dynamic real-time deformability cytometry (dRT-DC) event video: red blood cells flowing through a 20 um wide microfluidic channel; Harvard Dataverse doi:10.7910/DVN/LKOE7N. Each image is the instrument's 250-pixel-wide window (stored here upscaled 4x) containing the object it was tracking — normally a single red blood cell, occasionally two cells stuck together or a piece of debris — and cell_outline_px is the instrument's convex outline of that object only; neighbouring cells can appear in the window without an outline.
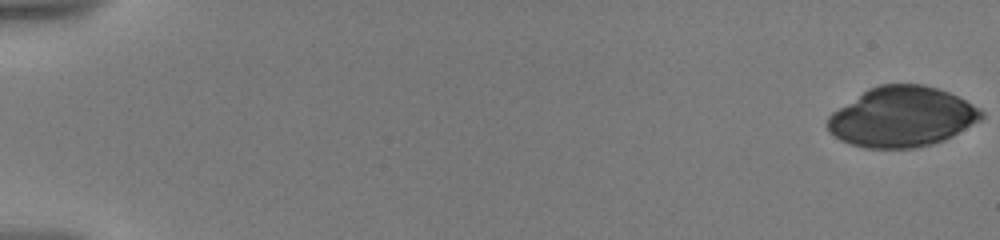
{"species": "human", "species_latin": "Homo sapiens", "temperature_condition": "warm", "stored_images_in_passage": 51, "camera_frame_rate_fps": 3000, "um_per_image_px": 0.085, "donor": {"sex": "male"}, "frame": {"image": 1, "passage_image": 1, "time_ms": 0.0, "image_size_px": [1000, 240], "cell_outline_px": [[984, 116], [980, 120], [952, 136], [944, 140], [932, 144], [912, 148], [864, 148], [848, 144], [832, 136], [828, 132], [828, 116], [832, 112], [868, 88], [880, 84], [924, 84], [948, 92], [980, 108], [984, 112]], "centroid_in_image_um": [76.63, 9.94], "position_along_channel_um": 8.4, "area_um2": 53.93}}
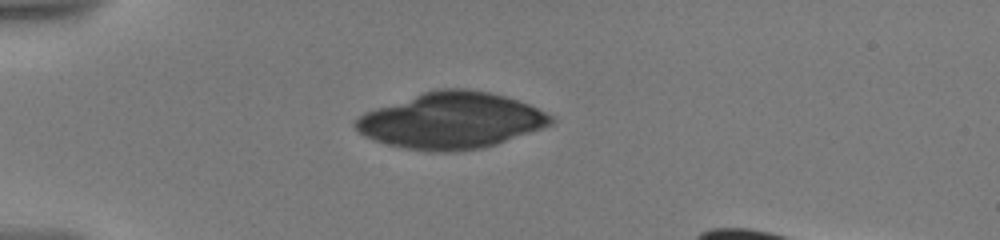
{"frame": {"image": 2, "passage_image": 15, "time_ms": 5.333, "image_size_px": [1000, 240], "cell_outline_px": [[556, 120], [552, 124], [544, 128], [484, 148], [456, 152], [436, 152], [404, 148], [388, 144], [364, 136], [352, 124], [364, 112], [424, 92], [440, 88], [468, 88], [488, 92], [504, 96], [528, 104], [556, 116]], "centroid_in_image_um": [38.41, 10.26], "position_along_channel_um": 46.6, "area_um2": 63.93}}
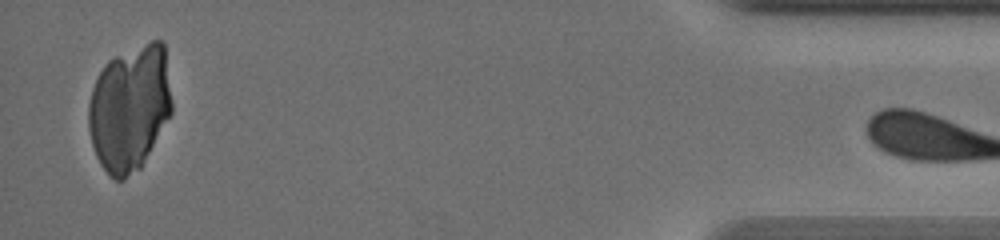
{"frame": {"image": 3, "passage_image": 50, "time_ms": 18.667, "image_size_px": [1000, 240], "cell_outline_px": [[172, 112], [140, 168], [124, 180], [116, 180], [100, 164], [96, 156], [92, 144], [88, 128], [88, 104], [92, 88], [96, 76], [104, 64], [108, 60], [116, 56], [152, 40], [164, 40], [172, 100]], "centroid_in_image_um": [11.02, 9.16], "position_along_channel_um": 424.2, "area_um2": 61.33}}